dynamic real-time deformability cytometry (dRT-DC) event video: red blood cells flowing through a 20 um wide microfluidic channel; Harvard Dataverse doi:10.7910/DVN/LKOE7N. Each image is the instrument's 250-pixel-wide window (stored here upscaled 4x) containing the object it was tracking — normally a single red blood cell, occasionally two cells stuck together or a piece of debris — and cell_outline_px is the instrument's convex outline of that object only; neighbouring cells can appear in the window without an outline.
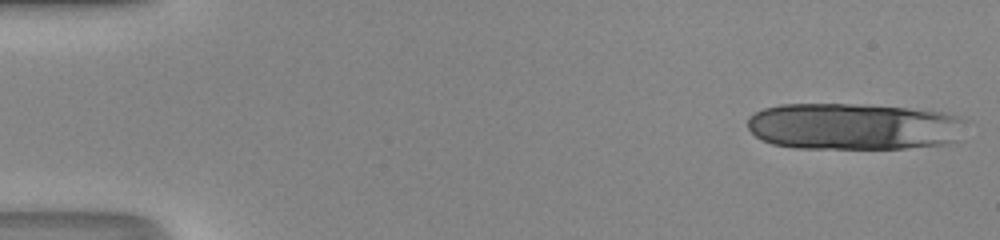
{"species": "human", "species_latin": "Homo sapiens", "temperature_condition": "room temperature", "stored_images_in_passage": 15, "camera_frame_rate_fps": 3000, "um_per_image_px": 0.085, "donor": {"sex": "male"}, "frame": {"image": 1, "passage_image": 1, "time_ms": 0.0, "image_size_px": [1000, 240], "cell_outline_px": [[968, 120], [956, 140], [944, 144], [904, 148], [796, 148], [772, 144], [756, 136], [748, 128], [748, 116], [764, 108], [780, 104], [852, 104], [908, 108], [940, 112], [956, 116]], "centroid_in_image_um": [72.54, 10.75], "position_along_channel_um": 12.5, "area_um2": 59.36}}